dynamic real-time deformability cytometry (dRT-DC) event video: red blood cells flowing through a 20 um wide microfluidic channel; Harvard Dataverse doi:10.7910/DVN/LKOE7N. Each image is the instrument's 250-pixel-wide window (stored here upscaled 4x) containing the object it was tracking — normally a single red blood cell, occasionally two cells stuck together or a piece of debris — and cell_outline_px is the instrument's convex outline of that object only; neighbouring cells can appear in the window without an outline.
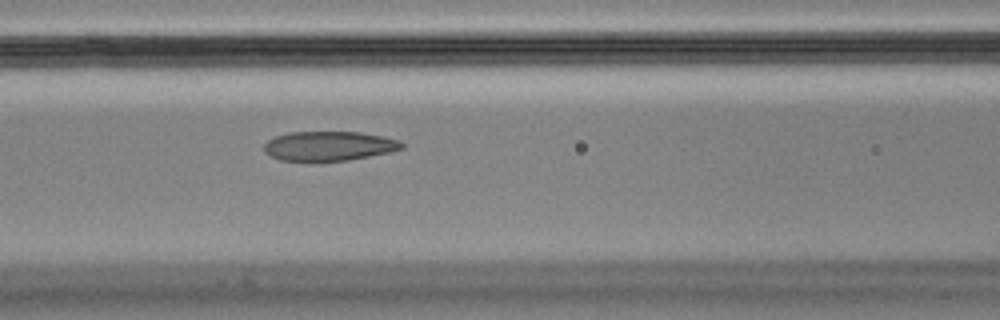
{"species": "Egyptian fruit bat (a non-hibernating species)", "species_latin": "Rousettus aegyptiacus", "temperature_condition": "cold", "stored_images_in_passage": 6, "camera_frame_rate_fps": 3000, "um_per_image_px": 0.085, "animal": {"sex": "male"}, "frame": {"image": 1, "passage_image": 5, "time_ms": 1.333, "image_size_px": [1000, 320], "cell_outline_px": [[404, 148], [392, 152], [348, 160], [280, 160], [264, 152], [264, 144], [268, 140], [276, 136], [288, 132], [360, 132], [384, 136], [400, 140], [404, 144]], "centroid_in_image_um": [28.01, 12.39], "position_along_channel_um": 138.6, "area_um2": 23.58}}